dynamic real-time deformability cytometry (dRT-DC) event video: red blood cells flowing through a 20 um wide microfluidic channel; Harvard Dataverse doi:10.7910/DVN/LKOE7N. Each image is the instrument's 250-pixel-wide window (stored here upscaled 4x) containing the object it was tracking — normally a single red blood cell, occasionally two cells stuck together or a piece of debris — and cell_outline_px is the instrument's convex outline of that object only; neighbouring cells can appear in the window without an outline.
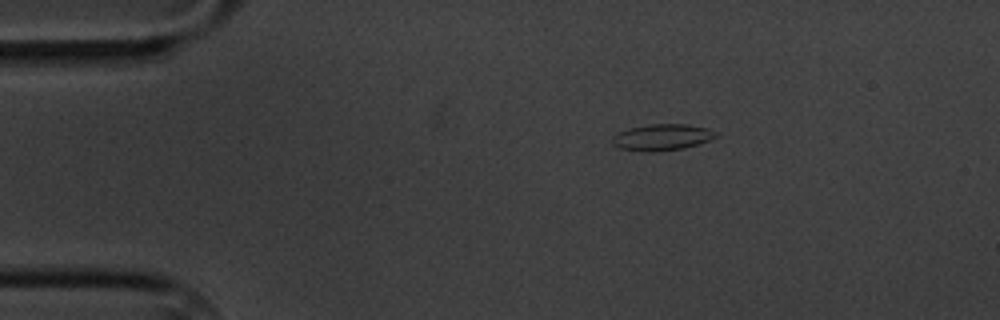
{"species": "common noctule bat (a hibernating species)", "species_latin": "Nyctalus noctula", "temperature_condition": "cold", "stored_images_in_passage": 5, "camera_frame_rate_fps": 3000, "um_per_image_px": 0.085, "animal": {"sex": "male", "body_mass_g": 20.1, "forearm_length_mm": 53.5}, "frame": {"image": 1, "passage_image": 1, "time_ms": 0.0, "image_size_px": [1000, 320], "cell_outline_px": [[716, 136], [708, 140], [684, 148], [652, 152], [644, 152], [620, 148], [612, 144], [612, 136], [620, 132], [632, 128], [652, 124], [688, 124], [708, 128], [716, 132]], "centroid_in_image_um": [56.26, 11.67], "position_along_channel_um": 28.7, "area_um2": 15.66}}
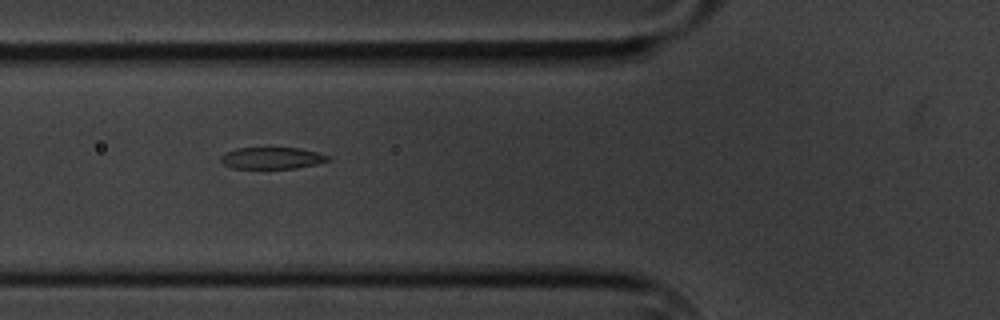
{"frame": {"image": 2, "passage_image": 4, "time_ms": 3.667, "image_size_px": [1000, 320], "cell_outline_px": [[328, 160], [316, 164], [296, 168], [232, 168], [224, 164], [220, 160], [220, 156], [224, 152], [236, 148], [300, 148], [316, 152], [328, 156]], "centroid_in_image_um": [23.05, 13.43], "position_along_channel_um": 102.7, "area_um2": 13.41}}
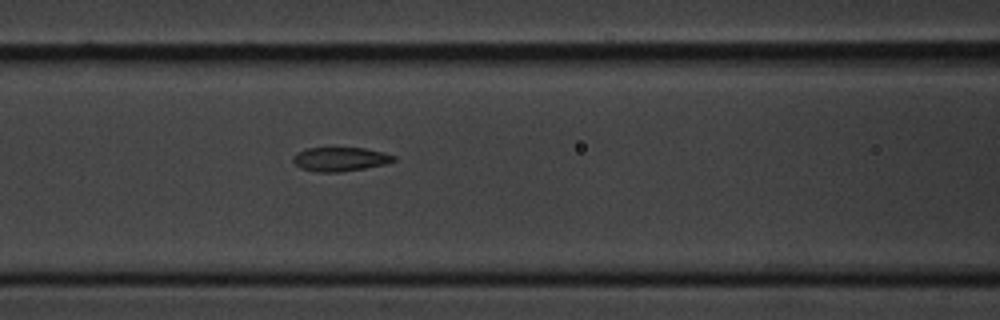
{"frame": {"image": 3, "passage_image": 5, "time_ms": 4.667, "image_size_px": [1000, 320], "cell_outline_px": [[396, 160], [384, 164], [364, 168], [340, 172], [316, 172], [300, 168], [292, 160], [292, 156], [296, 152], [308, 148], [364, 148], [384, 152], [396, 156]], "centroid_in_image_um": [28.89, 13.53], "position_along_channel_um": 137.7, "area_um2": 14.1}}